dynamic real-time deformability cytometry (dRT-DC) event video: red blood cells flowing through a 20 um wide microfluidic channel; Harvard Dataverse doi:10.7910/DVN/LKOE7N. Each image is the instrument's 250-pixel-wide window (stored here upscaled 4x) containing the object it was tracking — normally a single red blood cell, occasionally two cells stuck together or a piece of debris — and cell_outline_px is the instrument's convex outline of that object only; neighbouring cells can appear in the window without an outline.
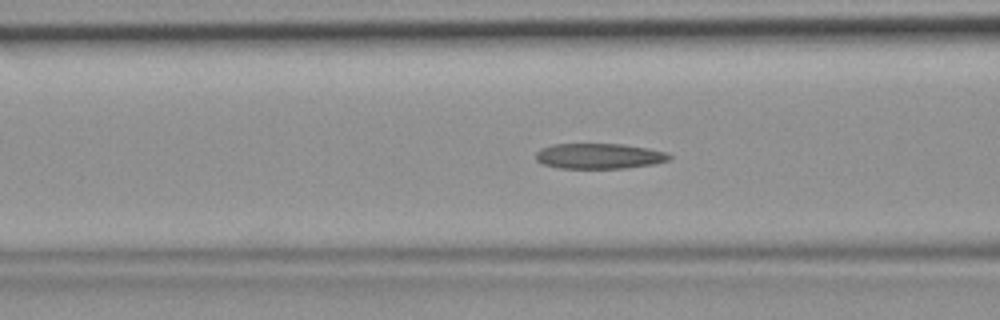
{"species": "common noctule bat (a hibernating species)", "species_latin": "Nyctalus noctula", "temperature_condition": "room temperature", "stored_images_in_passage": 40, "camera_frame_rate_fps": 3000, "um_per_image_px": 0.085, "animal": {"sex": "female", "body_mass_g": 19.9}, "frame": {"image": 1, "passage_image": 10, "time_ms": 3.0, "image_size_px": [1000, 320], "cell_outline_px": [[672, 156], [668, 160], [656, 164], [628, 168], [560, 168], [544, 164], [536, 160], [536, 152], [540, 148], [552, 144], [624, 144], [648, 148], [664, 152]], "centroid_in_image_um": [50.93, 13.26], "position_along_channel_um": 115.7, "area_um2": 19.83}}
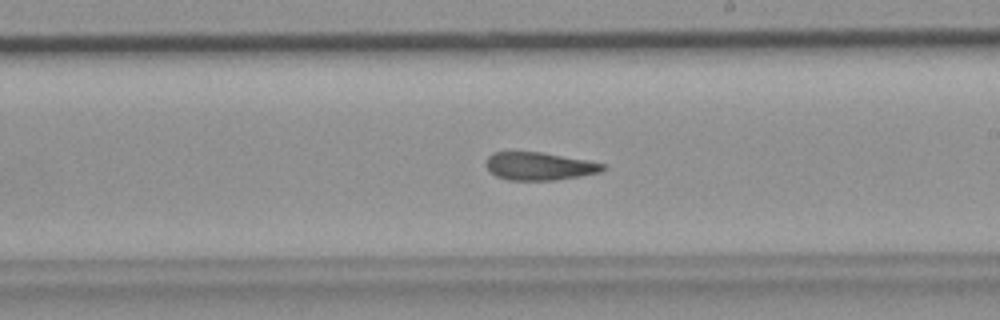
{"frame": {"image": 2, "passage_image": 19, "time_ms": 6.0, "image_size_px": [1000, 320], "cell_outline_px": [[608, 168], [600, 172], [580, 176], [556, 180], [508, 180], [496, 176], [488, 172], [484, 164], [488, 156], [492, 152], [540, 152], [588, 160], [608, 164]], "centroid_in_image_um": [45.84, 14.13], "position_along_channel_um": 243.2, "area_um2": 19.31}}
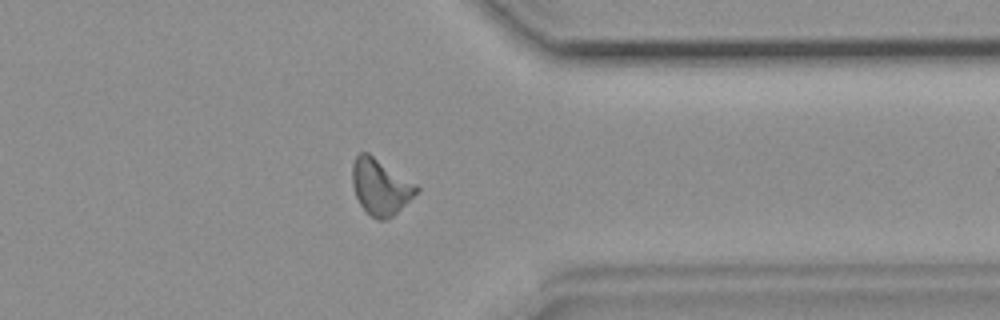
{"frame": {"image": 3, "passage_image": 29, "time_ms": 9.333, "image_size_px": [1000, 320], "cell_outline_px": [[420, 188], [392, 216], [384, 220], [376, 220], [360, 204], [356, 196], [352, 184], [352, 164], [356, 156], [360, 152], [368, 152], [416, 184]], "centroid_in_image_um": [32.3, 15.85], "position_along_channel_um": 379.1, "area_um2": 20.46}}